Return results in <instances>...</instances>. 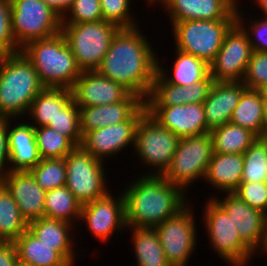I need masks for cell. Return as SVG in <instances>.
Returning a JSON list of instances; mask_svg holds the SVG:
<instances>
[{
	"mask_svg": "<svg viewBox=\"0 0 267 266\" xmlns=\"http://www.w3.org/2000/svg\"><path fill=\"white\" fill-rule=\"evenodd\" d=\"M120 28L99 20L79 24H62L64 35L77 65L82 71L97 70L107 53L114 35Z\"/></svg>",
	"mask_w": 267,
	"mask_h": 266,
	"instance_id": "cell-5",
	"label": "cell"
},
{
	"mask_svg": "<svg viewBox=\"0 0 267 266\" xmlns=\"http://www.w3.org/2000/svg\"><path fill=\"white\" fill-rule=\"evenodd\" d=\"M212 155L213 139L210 132L180 138L172 161L162 176L187 192L189 185L196 180H204Z\"/></svg>",
	"mask_w": 267,
	"mask_h": 266,
	"instance_id": "cell-7",
	"label": "cell"
},
{
	"mask_svg": "<svg viewBox=\"0 0 267 266\" xmlns=\"http://www.w3.org/2000/svg\"><path fill=\"white\" fill-rule=\"evenodd\" d=\"M131 231L137 266H171L155 228H132Z\"/></svg>",
	"mask_w": 267,
	"mask_h": 266,
	"instance_id": "cell-31",
	"label": "cell"
},
{
	"mask_svg": "<svg viewBox=\"0 0 267 266\" xmlns=\"http://www.w3.org/2000/svg\"><path fill=\"white\" fill-rule=\"evenodd\" d=\"M147 113L162 127L179 138L206 134L203 103L172 106H146Z\"/></svg>",
	"mask_w": 267,
	"mask_h": 266,
	"instance_id": "cell-17",
	"label": "cell"
},
{
	"mask_svg": "<svg viewBox=\"0 0 267 266\" xmlns=\"http://www.w3.org/2000/svg\"><path fill=\"white\" fill-rule=\"evenodd\" d=\"M204 226L220 259L232 266H245L254 252L242 241L228 214L211 198L205 204ZM251 257V258H250Z\"/></svg>",
	"mask_w": 267,
	"mask_h": 266,
	"instance_id": "cell-11",
	"label": "cell"
},
{
	"mask_svg": "<svg viewBox=\"0 0 267 266\" xmlns=\"http://www.w3.org/2000/svg\"><path fill=\"white\" fill-rule=\"evenodd\" d=\"M233 193L250 207L267 214V182H241Z\"/></svg>",
	"mask_w": 267,
	"mask_h": 266,
	"instance_id": "cell-42",
	"label": "cell"
},
{
	"mask_svg": "<svg viewBox=\"0 0 267 266\" xmlns=\"http://www.w3.org/2000/svg\"><path fill=\"white\" fill-rule=\"evenodd\" d=\"M120 194L116 198L109 192L106 196L81 206L79 221L86 223L97 240L105 242L110 240L113 233L127 229L124 198Z\"/></svg>",
	"mask_w": 267,
	"mask_h": 266,
	"instance_id": "cell-16",
	"label": "cell"
},
{
	"mask_svg": "<svg viewBox=\"0 0 267 266\" xmlns=\"http://www.w3.org/2000/svg\"><path fill=\"white\" fill-rule=\"evenodd\" d=\"M176 59L170 76L157 61V73L170 84L188 86L203 80L210 73V66L202 59L176 49ZM168 74V76H167Z\"/></svg>",
	"mask_w": 267,
	"mask_h": 266,
	"instance_id": "cell-29",
	"label": "cell"
},
{
	"mask_svg": "<svg viewBox=\"0 0 267 266\" xmlns=\"http://www.w3.org/2000/svg\"><path fill=\"white\" fill-rule=\"evenodd\" d=\"M180 138L160 126L148 113L138 122L134 152L140 162L151 167L146 175H162L169 167Z\"/></svg>",
	"mask_w": 267,
	"mask_h": 266,
	"instance_id": "cell-10",
	"label": "cell"
},
{
	"mask_svg": "<svg viewBox=\"0 0 267 266\" xmlns=\"http://www.w3.org/2000/svg\"><path fill=\"white\" fill-rule=\"evenodd\" d=\"M18 253L14 242H0V266H16Z\"/></svg>",
	"mask_w": 267,
	"mask_h": 266,
	"instance_id": "cell-47",
	"label": "cell"
},
{
	"mask_svg": "<svg viewBox=\"0 0 267 266\" xmlns=\"http://www.w3.org/2000/svg\"><path fill=\"white\" fill-rule=\"evenodd\" d=\"M241 182H267V137H258L243 153Z\"/></svg>",
	"mask_w": 267,
	"mask_h": 266,
	"instance_id": "cell-34",
	"label": "cell"
},
{
	"mask_svg": "<svg viewBox=\"0 0 267 266\" xmlns=\"http://www.w3.org/2000/svg\"><path fill=\"white\" fill-rule=\"evenodd\" d=\"M66 187L83 205L106 196L104 162L93 157L81 146L75 147L66 157Z\"/></svg>",
	"mask_w": 267,
	"mask_h": 266,
	"instance_id": "cell-9",
	"label": "cell"
},
{
	"mask_svg": "<svg viewBox=\"0 0 267 266\" xmlns=\"http://www.w3.org/2000/svg\"><path fill=\"white\" fill-rule=\"evenodd\" d=\"M44 205L45 218L63 220L73 225L80 220L82 204L66 186L47 191Z\"/></svg>",
	"mask_w": 267,
	"mask_h": 266,
	"instance_id": "cell-32",
	"label": "cell"
},
{
	"mask_svg": "<svg viewBox=\"0 0 267 266\" xmlns=\"http://www.w3.org/2000/svg\"><path fill=\"white\" fill-rule=\"evenodd\" d=\"M10 119L11 118L0 117V176L9 171L8 121Z\"/></svg>",
	"mask_w": 267,
	"mask_h": 266,
	"instance_id": "cell-46",
	"label": "cell"
},
{
	"mask_svg": "<svg viewBox=\"0 0 267 266\" xmlns=\"http://www.w3.org/2000/svg\"><path fill=\"white\" fill-rule=\"evenodd\" d=\"M213 152L223 154H243L258 136L247 128L231 122L210 131Z\"/></svg>",
	"mask_w": 267,
	"mask_h": 266,
	"instance_id": "cell-30",
	"label": "cell"
},
{
	"mask_svg": "<svg viewBox=\"0 0 267 266\" xmlns=\"http://www.w3.org/2000/svg\"><path fill=\"white\" fill-rule=\"evenodd\" d=\"M254 2L258 5L257 7L259 8V10L262 9L261 11L262 15L264 13V18H267V0H253V3Z\"/></svg>",
	"mask_w": 267,
	"mask_h": 266,
	"instance_id": "cell-49",
	"label": "cell"
},
{
	"mask_svg": "<svg viewBox=\"0 0 267 266\" xmlns=\"http://www.w3.org/2000/svg\"><path fill=\"white\" fill-rule=\"evenodd\" d=\"M138 28L117 31L97 71L145 101L152 89L159 59Z\"/></svg>",
	"mask_w": 267,
	"mask_h": 266,
	"instance_id": "cell-1",
	"label": "cell"
},
{
	"mask_svg": "<svg viewBox=\"0 0 267 266\" xmlns=\"http://www.w3.org/2000/svg\"><path fill=\"white\" fill-rule=\"evenodd\" d=\"M130 1L132 0H100L103 20L119 28L137 27L138 24L130 12Z\"/></svg>",
	"mask_w": 267,
	"mask_h": 266,
	"instance_id": "cell-39",
	"label": "cell"
},
{
	"mask_svg": "<svg viewBox=\"0 0 267 266\" xmlns=\"http://www.w3.org/2000/svg\"><path fill=\"white\" fill-rule=\"evenodd\" d=\"M183 86L167 83L156 73L149 97L145 106H172L183 105Z\"/></svg>",
	"mask_w": 267,
	"mask_h": 266,
	"instance_id": "cell-38",
	"label": "cell"
},
{
	"mask_svg": "<svg viewBox=\"0 0 267 266\" xmlns=\"http://www.w3.org/2000/svg\"><path fill=\"white\" fill-rule=\"evenodd\" d=\"M16 266H28V265H24V264L18 262Z\"/></svg>",
	"mask_w": 267,
	"mask_h": 266,
	"instance_id": "cell-54",
	"label": "cell"
},
{
	"mask_svg": "<svg viewBox=\"0 0 267 266\" xmlns=\"http://www.w3.org/2000/svg\"><path fill=\"white\" fill-rule=\"evenodd\" d=\"M262 93L267 96V86L262 89Z\"/></svg>",
	"mask_w": 267,
	"mask_h": 266,
	"instance_id": "cell-52",
	"label": "cell"
},
{
	"mask_svg": "<svg viewBox=\"0 0 267 266\" xmlns=\"http://www.w3.org/2000/svg\"><path fill=\"white\" fill-rule=\"evenodd\" d=\"M29 171L45 192L66 185L65 158L41 159Z\"/></svg>",
	"mask_w": 267,
	"mask_h": 266,
	"instance_id": "cell-36",
	"label": "cell"
},
{
	"mask_svg": "<svg viewBox=\"0 0 267 266\" xmlns=\"http://www.w3.org/2000/svg\"><path fill=\"white\" fill-rule=\"evenodd\" d=\"M230 122L251 130L258 137H264L265 117L262 90L246 89L233 110Z\"/></svg>",
	"mask_w": 267,
	"mask_h": 266,
	"instance_id": "cell-27",
	"label": "cell"
},
{
	"mask_svg": "<svg viewBox=\"0 0 267 266\" xmlns=\"http://www.w3.org/2000/svg\"><path fill=\"white\" fill-rule=\"evenodd\" d=\"M242 82L253 90L267 86V52L252 51Z\"/></svg>",
	"mask_w": 267,
	"mask_h": 266,
	"instance_id": "cell-41",
	"label": "cell"
},
{
	"mask_svg": "<svg viewBox=\"0 0 267 266\" xmlns=\"http://www.w3.org/2000/svg\"><path fill=\"white\" fill-rule=\"evenodd\" d=\"M243 165V154L213 152L204 180L219 192L233 193L242 181Z\"/></svg>",
	"mask_w": 267,
	"mask_h": 266,
	"instance_id": "cell-25",
	"label": "cell"
},
{
	"mask_svg": "<svg viewBox=\"0 0 267 266\" xmlns=\"http://www.w3.org/2000/svg\"><path fill=\"white\" fill-rule=\"evenodd\" d=\"M72 99L70 89L45 87L32 101L27 116L31 115L29 118L34 127L48 126L59 110H62Z\"/></svg>",
	"mask_w": 267,
	"mask_h": 266,
	"instance_id": "cell-28",
	"label": "cell"
},
{
	"mask_svg": "<svg viewBox=\"0 0 267 266\" xmlns=\"http://www.w3.org/2000/svg\"><path fill=\"white\" fill-rule=\"evenodd\" d=\"M18 262L28 266H71L54 247L43 244L27 229L14 241Z\"/></svg>",
	"mask_w": 267,
	"mask_h": 266,
	"instance_id": "cell-26",
	"label": "cell"
},
{
	"mask_svg": "<svg viewBox=\"0 0 267 266\" xmlns=\"http://www.w3.org/2000/svg\"><path fill=\"white\" fill-rule=\"evenodd\" d=\"M48 127L66 136L76 147L81 145L83 136L80 130V111L73 99L62 110H59Z\"/></svg>",
	"mask_w": 267,
	"mask_h": 266,
	"instance_id": "cell-37",
	"label": "cell"
},
{
	"mask_svg": "<svg viewBox=\"0 0 267 266\" xmlns=\"http://www.w3.org/2000/svg\"><path fill=\"white\" fill-rule=\"evenodd\" d=\"M11 121H8L9 171H29L41 160L34 126L27 120L11 127Z\"/></svg>",
	"mask_w": 267,
	"mask_h": 266,
	"instance_id": "cell-23",
	"label": "cell"
},
{
	"mask_svg": "<svg viewBox=\"0 0 267 266\" xmlns=\"http://www.w3.org/2000/svg\"><path fill=\"white\" fill-rule=\"evenodd\" d=\"M246 89L242 81L214 82L203 102L209 132L231 121L233 110Z\"/></svg>",
	"mask_w": 267,
	"mask_h": 266,
	"instance_id": "cell-21",
	"label": "cell"
},
{
	"mask_svg": "<svg viewBox=\"0 0 267 266\" xmlns=\"http://www.w3.org/2000/svg\"><path fill=\"white\" fill-rule=\"evenodd\" d=\"M213 200L228 214L242 241L254 252L263 253L267 238V214L250 207L234 193ZM262 250L259 252L258 250Z\"/></svg>",
	"mask_w": 267,
	"mask_h": 266,
	"instance_id": "cell-15",
	"label": "cell"
},
{
	"mask_svg": "<svg viewBox=\"0 0 267 266\" xmlns=\"http://www.w3.org/2000/svg\"><path fill=\"white\" fill-rule=\"evenodd\" d=\"M21 51L16 44L11 28L10 0H0V56Z\"/></svg>",
	"mask_w": 267,
	"mask_h": 266,
	"instance_id": "cell-43",
	"label": "cell"
},
{
	"mask_svg": "<svg viewBox=\"0 0 267 266\" xmlns=\"http://www.w3.org/2000/svg\"><path fill=\"white\" fill-rule=\"evenodd\" d=\"M21 52L36 69L44 87L71 90L82 73L61 32L30 41L21 48Z\"/></svg>",
	"mask_w": 267,
	"mask_h": 266,
	"instance_id": "cell-4",
	"label": "cell"
},
{
	"mask_svg": "<svg viewBox=\"0 0 267 266\" xmlns=\"http://www.w3.org/2000/svg\"><path fill=\"white\" fill-rule=\"evenodd\" d=\"M102 19L100 0H74L62 17V24H79Z\"/></svg>",
	"mask_w": 267,
	"mask_h": 266,
	"instance_id": "cell-40",
	"label": "cell"
},
{
	"mask_svg": "<svg viewBox=\"0 0 267 266\" xmlns=\"http://www.w3.org/2000/svg\"><path fill=\"white\" fill-rule=\"evenodd\" d=\"M44 88L36 69L21 51L0 56V117L17 121L27 116L32 101Z\"/></svg>",
	"mask_w": 267,
	"mask_h": 266,
	"instance_id": "cell-3",
	"label": "cell"
},
{
	"mask_svg": "<svg viewBox=\"0 0 267 266\" xmlns=\"http://www.w3.org/2000/svg\"><path fill=\"white\" fill-rule=\"evenodd\" d=\"M41 159L65 158L76 146L64 135L48 127H34Z\"/></svg>",
	"mask_w": 267,
	"mask_h": 266,
	"instance_id": "cell-35",
	"label": "cell"
},
{
	"mask_svg": "<svg viewBox=\"0 0 267 266\" xmlns=\"http://www.w3.org/2000/svg\"><path fill=\"white\" fill-rule=\"evenodd\" d=\"M10 4L13 38L20 48L61 32L62 17L43 0H10Z\"/></svg>",
	"mask_w": 267,
	"mask_h": 266,
	"instance_id": "cell-8",
	"label": "cell"
},
{
	"mask_svg": "<svg viewBox=\"0 0 267 266\" xmlns=\"http://www.w3.org/2000/svg\"><path fill=\"white\" fill-rule=\"evenodd\" d=\"M71 91L78 107L114 104L131 94L123 85L101 75L97 70L82 71Z\"/></svg>",
	"mask_w": 267,
	"mask_h": 266,
	"instance_id": "cell-18",
	"label": "cell"
},
{
	"mask_svg": "<svg viewBox=\"0 0 267 266\" xmlns=\"http://www.w3.org/2000/svg\"><path fill=\"white\" fill-rule=\"evenodd\" d=\"M242 13L244 12L237 8V22L247 31L252 50L267 52V18L261 17L260 20L254 19L255 21L251 19V24L247 25L248 29L245 28L246 19L244 21L245 16Z\"/></svg>",
	"mask_w": 267,
	"mask_h": 266,
	"instance_id": "cell-44",
	"label": "cell"
},
{
	"mask_svg": "<svg viewBox=\"0 0 267 266\" xmlns=\"http://www.w3.org/2000/svg\"><path fill=\"white\" fill-rule=\"evenodd\" d=\"M210 73L201 81L194 82L188 86H183V105L203 103L208 97L209 91L214 84Z\"/></svg>",
	"mask_w": 267,
	"mask_h": 266,
	"instance_id": "cell-45",
	"label": "cell"
},
{
	"mask_svg": "<svg viewBox=\"0 0 267 266\" xmlns=\"http://www.w3.org/2000/svg\"><path fill=\"white\" fill-rule=\"evenodd\" d=\"M144 104L142 98L131 93L125 100L114 104L79 107L82 136L98 128L128 121Z\"/></svg>",
	"mask_w": 267,
	"mask_h": 266,
	"instance_id": "cell-22",
	"label": "cell"
},
{
	"mask_svg": "<svg viewBox=\"0 0 267 266\" xmlns=\"http://www.w3.org/2000/svg\"><path fill=\"white\" fill-rule=\"evenodd\" d=\"M236 22L237 19L170 22L175 49L192 54L210 65L219 52L226 33Z\"/></svg>",
	"mask_w": 267,
	"mask_h": 266,
	"instance_id": "cell-6",
	"label": "cell"
},
{
	"mask_svg": "<svg viewBox=\"0 0 267 266\" xmlns=\"http://www.w3.org/2000/svg\"><path fill=\"white\" fill-rule=\"evenodd\" d=\"M264 117H265V136L267 137V96L263 94Z\"/></svg>",
	"mask_w": 267,
	"mask_h": 266,
	"instance_id": "cell-50",
	"label": "cell"
},
{
	"mask_svg": "<svg viewBox=\"0 0 267 266\" xmlns=\"http://www.w3.org/2000/svg\"><path fill=\"white\" fill-rule=\"evenodd\" d=\"M263 252H265L267 254V238H266V243H265V246L263 248Z\"/></svg>",
	"mask_w": 267,
	"mask_h": 266,
	"instance_id": "cell-53",
	"label": "cell"
},
{
	"mask_svg": "<svg viewBox=\"0 0 267 266\" xmlns=\"http://www.w3.org/2000/svg\"><path fill=\"white\" fill-rule=\"evenodd\" d=\"M190 205L155 227L166 260L171 266H187L197 246L194 210Z\"/></svg>",
	"mask_w": 267,
	"mask_h": 266,
	"instance_id": "cell-12",
	"label": "cell"
},
{
	"mask_svg": "<svg viewBox=\"0 0 267 266\" xmlns=\"http://www.w3.org/2000/svg\"><path fill=\"white\" fill-rule=\"evenodd\" d=\"M234 0H166L163 9L171 22L237 19L240 5Z\"/></svg>",
	"mask_w": 267,
	"mask_h": 266,
	"instance_id": "cell-20",
	"label": "cell"
},
{
	"mask_svg": "<svg viewBox=\"0 0 267 266\" xmlns=\"http://www.w3.org/2000/svg\"><path fill=\"white\" fill-rule=\"evenodd\" d=\"M0 182L13 197L27 223L45 217L46 192L37 184L30 171H8L0 176Z\"/></svg>",
	"mask_w": 267,
	"mask_h": 266,
	"instance_id": "cell-19",
	"label": "cell"
},
{
	"mask_svg": "<svg viewBox=\"0 0 267 266\" xmlns=\"http://www.w3.org/2000/svg\"><path fill=\"white\" fill-rule=\"evenodd\" d=\"M28 229L43 244L54 247L71 266H74L75 255L73 250V238L70 235L73 232V225L63 220L48 219L45 217L32 220L28 223Z\"/></svg>",
	"mask_w": 267,
	"mask_h": 266,
	"instance_id": "cell-24",
	"label": "cell"
},
{
	"mask_svg": "<svg viewBox=\"0 0 267 266\" xmlns=\"http://www.w3.org/2000/svg\"><path fill=\"white\" fill-rule=\"evenodd\" d=\"M28 229L13 197L0 182V242H14Z\"/></svg>",
	"mask_w": 267,
	"mask_h": 266,
	"instance_id": "cell-33",
	"label": "cell"
},
{
	"mask_svg": "<svg viewBox=\"0 0 267 266\" xmlns=\"http://www.w3.org/2000/svg\"><path fill=\"white\" fill-rule=\"evenodd\" d=\"M165 1L166 0H146L145 2H147L148 6L150 4L153 6V4L156 5L157 2L163 4Z\"/></svg>",
	"mask_w": 267,
	"mask_h": 266,
	"instance_id": "cell-51",
	"label": "cell"
},
{
	"mask_svg": "<svg viewBox=\"0 0 267 266\" xmlns=\"http://www.w3.org/2000/svg\"><path fill=\"white\" fill-rule=\"evenodd\" d=\"M146 113L144 104L128 121L89 131L83 136L80 146L102 161L112 158L129 144L135 146L137 124Z\"/></svg>",
	"mask_w": 267,
	"mask_h": 266,
	"instance_id": "cell-14",
	"label": "cell"
},
{
	"mask_svg": "<svg viewBox=\"0 0 267 266\" xmlns=\"http://www.w3.org/2000/svg\"><path fill=\"white\" fill-rule=\"evenodd\" d=\"M51 9L57 12L61 17L65 15L74 0H43Z\"/></svg>",
	"mask_w": 267,
	"mask_h": 266,
	"instance_id": "cell-48",
	"label": "cell"
},
{
	"mask_svg": "<svg viewBox=\"0 0 267 266\" xmlns=\"http://www.w3.org/2000/svg\"><path fill=\"white\" fill-rule=\"evenodd\" d=\"M139 176L122 192L127 229L155 228L189 204L186 191L162 175Z\"/></svg>",
	"mask_w": 267,
	"mask_h": 266,
	"instance_id": "cell-2",
	"label": "cell"
},
{
	"mask_svg": "<svg viewBox=\"0 0 267 266\" xmlns=\"http://www.w3.org/2000/svg\"><path fill=\"white\" fill-rule=\"evenodd\" d=\"M252 51L247 31L236 22L226 33L219 52L209 65L210 76L215 82L242 81Z\"/></svg>",
	"mask_w": 267,
	"mask_h": 266,
	"instance_id": "cell-13",
	"label": "cell"
}]
</instances>
